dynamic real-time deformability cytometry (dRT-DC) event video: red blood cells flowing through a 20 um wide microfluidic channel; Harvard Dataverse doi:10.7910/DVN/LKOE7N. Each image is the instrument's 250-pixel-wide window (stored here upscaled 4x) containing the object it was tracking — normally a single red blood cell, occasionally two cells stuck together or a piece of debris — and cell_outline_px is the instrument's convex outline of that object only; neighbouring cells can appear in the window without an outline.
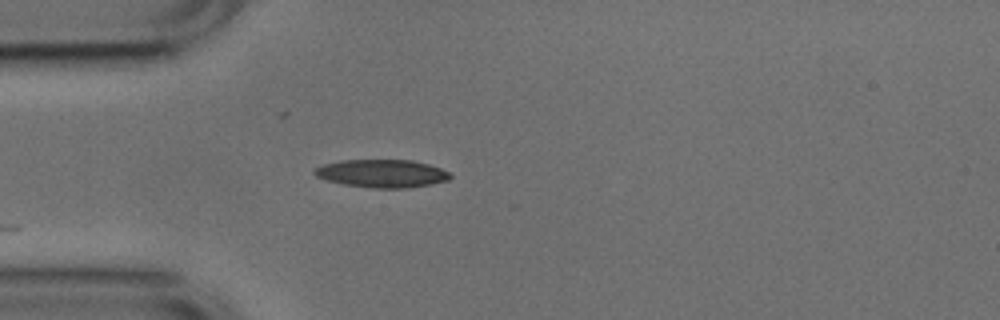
{"species": "common noctule bat (a hibernating species)", "species_latin": "Nyctalus noctula", "temperature_condition": "cold", "stored_images_in_passage": 6, "camera_frame_rate_fps": 3000, "um_per_image_px": 0.085, "animal": {"sex": "male", "body_mass_g": 17.9, "forearm_length_mm": 54.2}, "frame": {"image": 1, "passage_image": 1, "time_ms": 0.0, "image_size_px": [1000, 320], "cell_outline_px": [[452, 176], [448, 180], [432, 184], [408, 188], [372, 188], [344, 184], [328, 180], [316, 176], [312, 172], [316, 168], [324, 164], [340, 160], [412, 160], [428, 164], [440, 168], [448, 172]], "centroid_in_image_um": [32.48, 14.74], "position_along_channel_um": 52.5, "area_um2": 22.02}}